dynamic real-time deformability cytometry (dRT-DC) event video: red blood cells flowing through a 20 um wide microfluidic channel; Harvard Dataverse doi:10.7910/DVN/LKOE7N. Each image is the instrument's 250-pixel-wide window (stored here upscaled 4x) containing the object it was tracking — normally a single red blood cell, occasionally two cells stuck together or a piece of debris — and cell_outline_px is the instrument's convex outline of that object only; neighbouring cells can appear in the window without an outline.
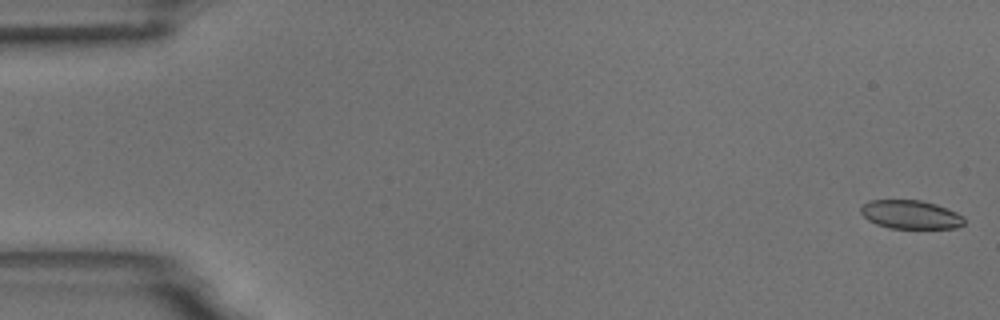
{"species": "common noctule bat (a hibernating species)", "species_latin": "Nyctalus noctula", "temperature_condition": "room temperature", "stored_images_in_passage": 5, "segment_of_instrument_passage": [2, 2], "camera_frame_rate_fps": 3000, "um_per_image_px": 0.085, "animal": {"sex": "male", "body_mass_g": 18.8}, "frame": {"image": 1, "passage_image": 5, "time_ms": 1.333, "image_size_px": [1000, 320], "cell_outline_px": [[964, 224], [956, 228], [888, 228], [876, 224], [868, 220], [860, 212], [860, 208], [868, 200], [920, 200], [936, 204], [956, 212], [964, 216]], "centroid_in_image_um": [77.39, 18.24], "position_along_channel_um": 7.6, "area_um2": 17.28}}